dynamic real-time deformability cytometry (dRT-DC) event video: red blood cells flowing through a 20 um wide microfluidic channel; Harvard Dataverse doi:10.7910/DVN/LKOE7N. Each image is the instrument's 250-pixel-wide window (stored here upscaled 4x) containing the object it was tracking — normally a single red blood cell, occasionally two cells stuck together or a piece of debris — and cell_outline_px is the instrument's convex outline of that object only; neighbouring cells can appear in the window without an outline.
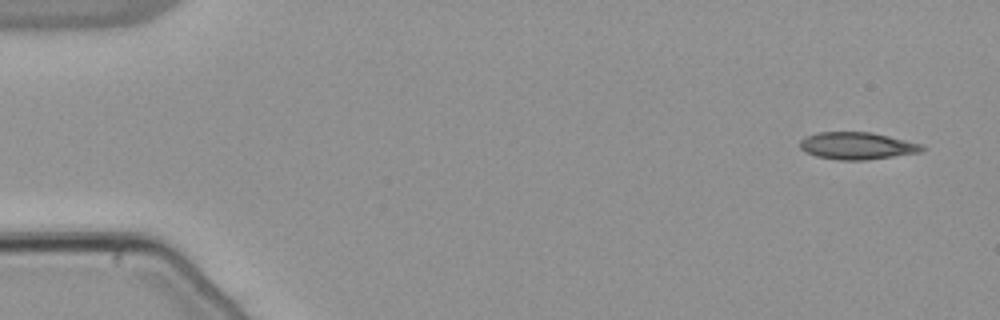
{"species": "common noctule bat (a hibernating species)", "species_latin": "Nyctalus noctula", "temperature_condition": "warm", "stored_images_in_passage": 52, "camera_frame_rate_fps": 3000, "um_per_image_px": 0.085, "animal": {"sex": "male", "body_mass_g": 21.5, "forearm_length_mm": 52.0}, "frame": {"image": 1, "passage_image": 1, "time_ms": 0.0, "image_size_px": [1000, 320], "cell_outline_px": [[928, 148], [920, 152], [868, 160], [840, 160], [816, 156], [804, 152], [800, 148], [800, 140], [804, 136], [816, 132], [872, 132], [924, 144]], "centroid_in_image_um": [72.86, 12.39], "position_along_channel_um": 12.1, "area_um2": 19.65}}
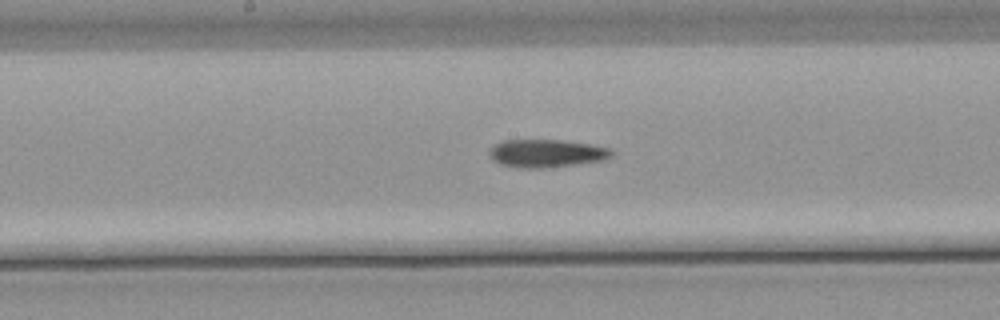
{"frame": {"image": 2, "passage_image": 26, "time_ms": 8.333, "image_size_px": [1000, 320], "cell_outline_px": [[612, 156], [604, 160], [540, 168], [520, 168], [500, 164], [492, 160], [488, 152], [500, 140], [564, 140], [588, 144], [608, 148], [612, 152]], "centroid_in_image_um": [46.4, 13.03], "position_along_channel_um": 201.8, "area_um2": 19.65}}
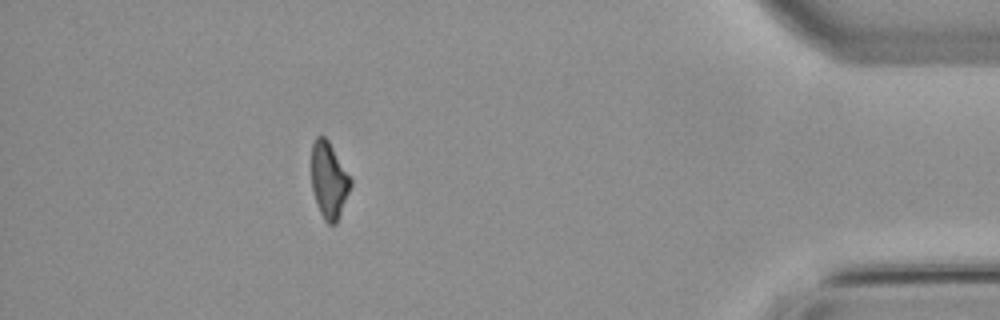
{"frame": {"image": 3, "passage_image": 46, "time_ms": 15.0, "image_size_px": [1000, 320], "cell_outline_px": [[352, 184], [340, 216], [336, 224], [328, 224], [324, 220], [320, 212], [312, 188], [312, 144], [316, 136], [324, 136], [328, 140], [352, 180]], "centroid_in_image_um": [27.97, 15.33], "position_along_channel_um": 407.2, "area_um2": 17.22}, "authors_computed_cell_mechanics": {"area_um2": 19.3919, "velocity_mm_per_s": 3.8396, "shape_relaxation_time_tau1_ms": 10.1491, "shape_relaxation_time_tau2_ms": 6.7224, "deformation_change_tau1": 0.2305, "deformation_change_tau2": 0.1612}}